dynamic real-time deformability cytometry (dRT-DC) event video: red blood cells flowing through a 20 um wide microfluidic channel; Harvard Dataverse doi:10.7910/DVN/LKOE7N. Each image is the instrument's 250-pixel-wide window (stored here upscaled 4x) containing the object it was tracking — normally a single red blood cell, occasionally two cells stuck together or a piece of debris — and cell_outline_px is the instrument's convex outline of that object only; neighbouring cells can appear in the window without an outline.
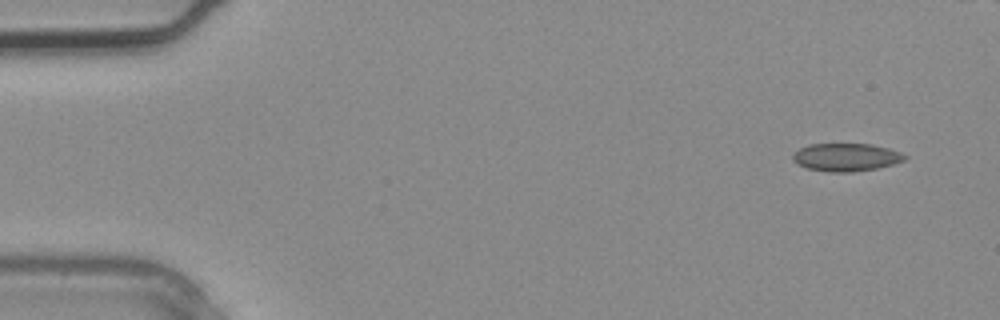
{"species": "common noctule bat (a hibernating species)", "species_latin": "Nyctalus noctula", "temperature_condition": "warm", "stored_images_in_passage": 4, "camera_frame_rate_fps": 3000, "um_per_image_px": 0.085, "animal": {"sex": "male", "body_mass_g": 20.4}, "frame": {"image": 1, "passage_image": 1, "time_ms": 0.0, "image_size_px": [1000, 320], "cell_outline_px": [[908, 156], [904, 160], [892, 164], [876, 168], [852, 172], [828, 172], [808, 168], [796, 164], [792, 160], [792, 156], [800, 148], [808, 144], [872, 144], [888, 148], [900, 152]], "centroid_in_image_um": [71.9, 13.36], "position_along_channel_um": 13.1, "area_um2": 18.15}}